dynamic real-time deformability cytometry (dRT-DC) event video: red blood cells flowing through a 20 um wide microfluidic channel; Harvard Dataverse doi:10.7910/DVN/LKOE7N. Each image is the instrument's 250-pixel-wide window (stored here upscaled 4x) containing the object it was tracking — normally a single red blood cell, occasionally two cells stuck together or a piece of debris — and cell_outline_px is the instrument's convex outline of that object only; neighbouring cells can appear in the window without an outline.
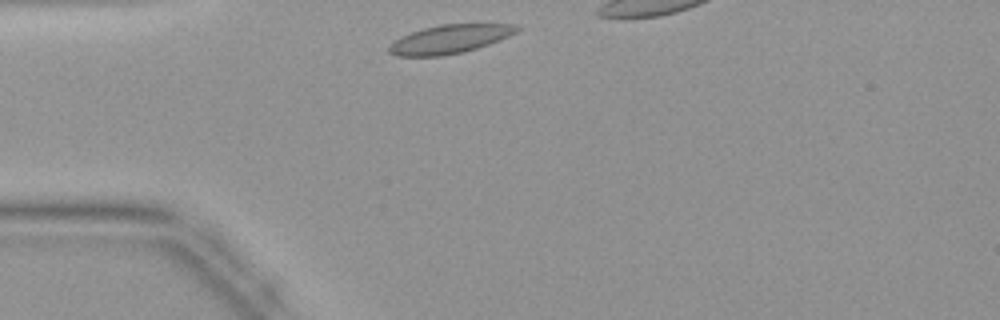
{"species": "common noctule bat (a hibernating species)", "species_latin": "Nyctalus noctula", "temperature_condition": "warm", "stored_images_in_passage": 12, "camera_frame_rate_fps": 3000, "um_per_image_px": 0.085, "animal": {"sex": "female", "body_mass_g": 19.9}, "frame": {"image": 1, "passage_image": 1, "time_ms": 0.0, "image_size_px": [1000, 320], "cell_outline_px": [[520, 28], [516, 32], [500, 40], [464, 52], [444, 56], [396, 56], [388, 52], [388, 44], [400, 36], [424, 28], [440, 24], [516, 24]], "centroid_in_image_um": [38.18, 3.33], "position_along_channel_um": 46.8, "area_um2": 21.39}}
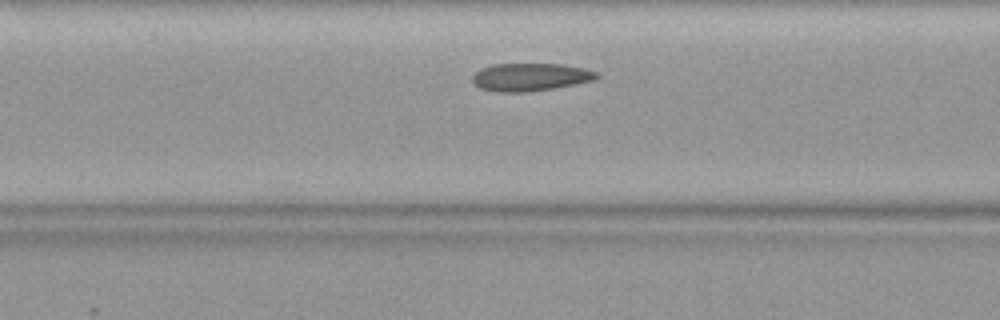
{"frame": {"image": 2, "passage_image": 7, "time_ms": 2.0, "image_size_px": [1000, 320], "cell_outline_px": [[600, 76], [596, 80], [552, 88], [528, 92], [496, 92], [480, 88], [472, 80], [472, 76], [480, 68], [492, 64], [560, 64], [584, 68], [600, 72]], "centroid_in_image_um": [45.1, 6.54], "position_along_channel_um": 121.5, "area_um2": 20.23}}